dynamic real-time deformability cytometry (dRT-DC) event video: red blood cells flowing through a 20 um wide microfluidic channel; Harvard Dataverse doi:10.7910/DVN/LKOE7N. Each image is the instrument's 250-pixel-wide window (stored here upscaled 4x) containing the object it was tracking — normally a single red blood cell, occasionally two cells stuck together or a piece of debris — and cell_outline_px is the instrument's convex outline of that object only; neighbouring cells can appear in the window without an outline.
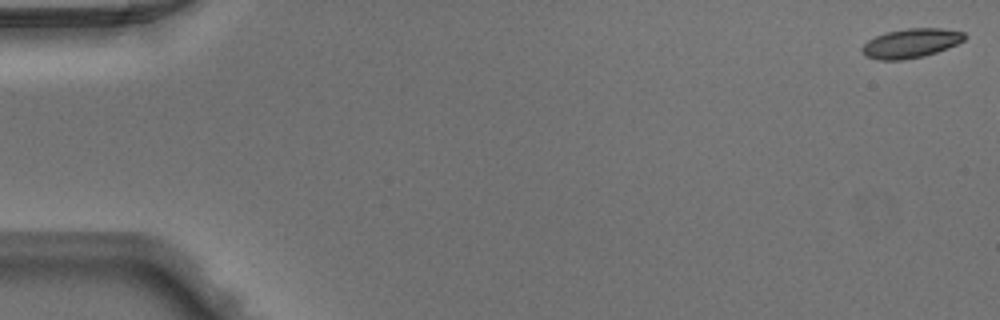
{"species": "Egyptian fruit bat (a non-hibernating species)", "species_latin": "Rousettus aegyptiacus", "temperature_condition": "warm", "stored_images_in_passage": 7, "camera_frame_rate_fps": 3000, "um_per_image_px": 0.085, "animal": {"sex": "male"}, "frame": {"image": 1, "passage_image": 1, "time_ms": 0.0, "image_size_px": [1000, 320], "cell_outline_px": [[968, 36], [964, 40], [948, 48], [924, 56], [900, 60], [880, 60], [868, 56], [860, 48], [868, 40], [876, 36], [888, 32], [908, 28], [940, 28], [964, 32]], "centroid_in_image_um": [77.47, 3.67], "position_along_channel_um": 7.5, "area_um2": 17.28}}